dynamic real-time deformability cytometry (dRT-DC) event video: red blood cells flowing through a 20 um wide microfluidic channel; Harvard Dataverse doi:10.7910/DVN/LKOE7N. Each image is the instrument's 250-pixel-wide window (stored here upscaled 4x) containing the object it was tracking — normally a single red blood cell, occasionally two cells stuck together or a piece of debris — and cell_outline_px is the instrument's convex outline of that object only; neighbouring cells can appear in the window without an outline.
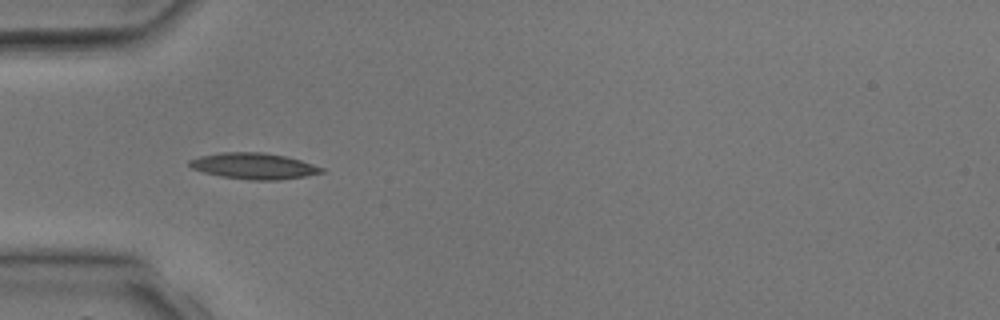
{"species": "common noctule bat (a hibernating species)", "species_latin": "Nyctalus noctula", "temperature_condition": "room temperature", "stored_images_in_passage": 3, "camera_frame_rate_fps": 3000, "um_per_image_px": 0.085, "animal": {"sex": "male", "body_mass_g": 17.9, "forearm_length_mm": 54.2}, "frame": {"image": 1, "passage_image": 3, "time_ms": 2.667, "image_size_px": [1000, 320], "cell_outline_px": [[324, 172], [304, 176], [280, 180], [252, 180], [224, 176], [204, 172], [192, 168], [188, 164], [188, 160], [200, 156], [220, 152], [264, 152], [284, 156], [300, 160], [324, 168]], "centroid_in_image_um": [21.57, 14.1], "position_along_channel_um": 63.4, "area_um2": 19.88}}